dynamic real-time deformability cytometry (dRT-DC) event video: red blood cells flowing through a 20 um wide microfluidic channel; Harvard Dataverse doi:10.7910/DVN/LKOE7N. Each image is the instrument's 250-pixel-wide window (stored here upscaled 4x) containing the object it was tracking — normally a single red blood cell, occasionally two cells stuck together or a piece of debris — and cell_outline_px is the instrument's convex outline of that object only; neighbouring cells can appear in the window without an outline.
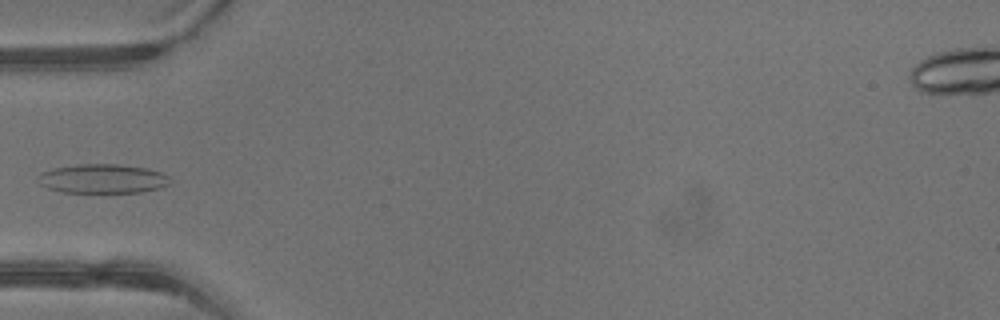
{"species": "common noctule bat (a hibernating species)", "species_latin": "Nyctalus noctula", "temperature_condition": "warm", "stored_images_in_passage": 4, "camera_frame_rate_fps": 3000, "um_per_image_px": 0.085, "animal": {"sex": "male", "body_mass_g": 13.3}, "frame": {"image": 1, "passage_image": 4, "time_ms": 1.0, "image_size_px": [1000, 320], "cell_outline_px": [[168, 184], [160, 188], [140, 192], [64, 192], [48, 188], [40, 184], [36, 176], [52, 168], [76, 164], [116, 164], [148, 168], [160, 172], [168, 176]], "centroid_in_image_um": [8.7, 15.18], "position_along_channel_um": 76.3, "area_um2": 22.31}}